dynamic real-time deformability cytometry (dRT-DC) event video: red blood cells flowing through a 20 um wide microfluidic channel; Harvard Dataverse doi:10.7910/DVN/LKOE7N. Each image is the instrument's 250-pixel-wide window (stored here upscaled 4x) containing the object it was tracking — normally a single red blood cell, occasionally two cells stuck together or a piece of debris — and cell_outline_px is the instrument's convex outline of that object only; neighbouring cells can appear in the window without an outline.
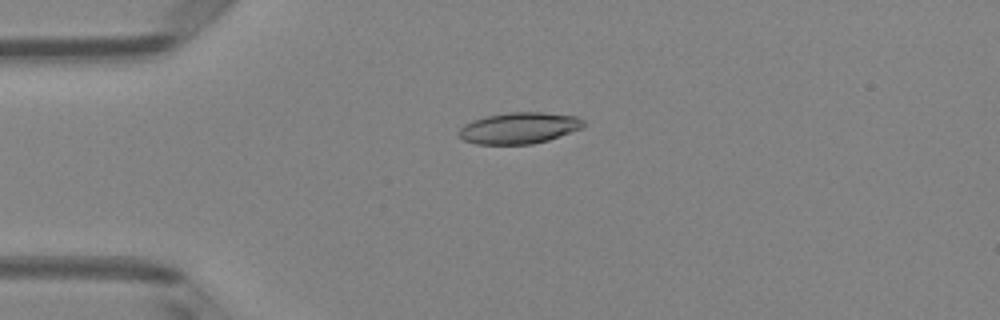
{"species": "Egyptian fruit bat (a non-hibernating species)", "species_latin": "Rousettus aegyptiacus", "temperature_condition": "room temperature", "stored_images_in_passage": 2, "camera_frame_rate_fps": 3000, "um_per_image_px": 0.085, "animal": {"sex": "female"}, "frame": {"image": 1, "passage_image": 1, "time_ms": 0.0, "image_size_px": [1000, 320], "cell_outline_px": [[584, 128], [548, 140], [532, 144], [476, 144], [464, 140], [456, 132], [464, 124], [472, 120], [484, 116], [508, 112], [540, 112], [576, 116], [584, 120]], "centroid_in_image_um": [44.11, 10.88], "position_along_channel_um": 40.9, "area_um2": 22.89}}